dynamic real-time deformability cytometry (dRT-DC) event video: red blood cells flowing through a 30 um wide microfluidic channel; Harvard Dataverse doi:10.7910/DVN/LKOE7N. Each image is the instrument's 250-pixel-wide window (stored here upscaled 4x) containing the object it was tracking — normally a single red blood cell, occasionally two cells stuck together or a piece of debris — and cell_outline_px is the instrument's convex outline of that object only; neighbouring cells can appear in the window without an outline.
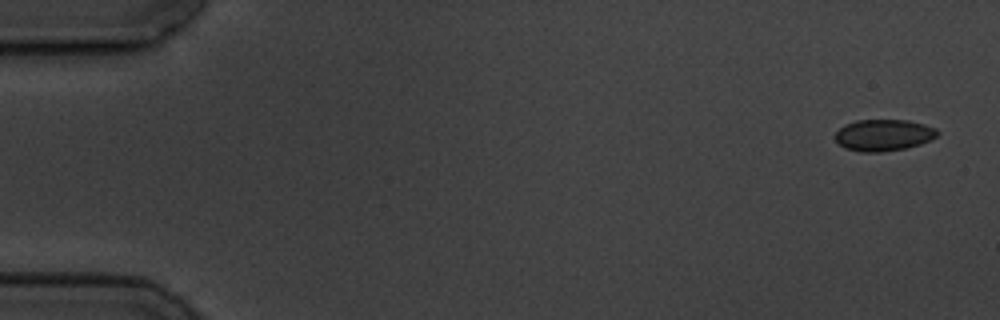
{"species": "common noctule bat (a hibernating species)", "species_latin": "Nyctalus noctula", "temperature_condition": "cold", "stored_images_in_passage": 6, "camera_frame_rate_fps": 3000, "um_per_image_px": 0.085, "animal": {"sex": "male", "body_mass_g": 19.5, "forearm_length_mm": 54.6}, "frame": {"image": 1, "passage_image": 1, "time_ms": 0.0, "image_size_px": [1000, 320], "cell_outline_px": [[940, 132], [936, 136], [920, 144], [904, 148], [880, 152], [860, 152], [844, 148], [836, 140], [836, 132], [844, 124], [856, 120], [908, 120], [924, 124], [936, 128]], "centroid_in_image_um": [75.09, 11.47], "position_along_channel_um": 9.9, "area_um2": 18.73}}
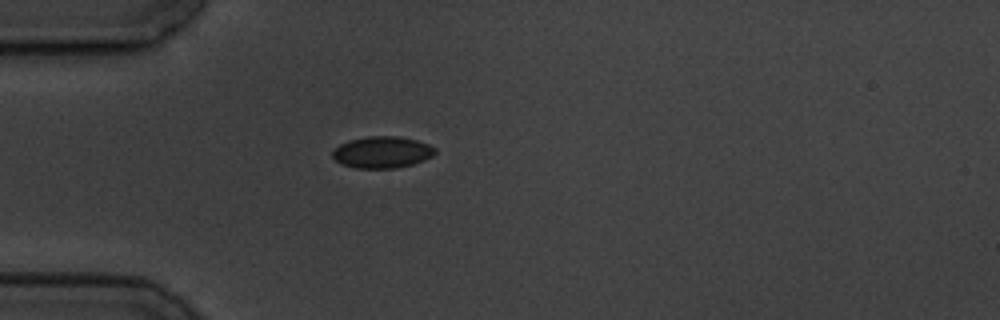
{"frame": {"image": 2, "passage_image": 5, "time_ms": 4.667, "image_size_px": [1000, 320], "cell_outline_px": [[436, 152], [432, 156], [424, 160], [412, 164], [396, 168], [356, 168], [344, 164], [336, 160], [332, 156], [332, 152], [340, 144], [348, 140], [368, 136], [396, 136], [416, 140], [428, 144], [436, 148]], "centroid_in_image_um": [32.49, 12.93], "position_along_channel_um": 52.5, "area_um2": 18.79}}